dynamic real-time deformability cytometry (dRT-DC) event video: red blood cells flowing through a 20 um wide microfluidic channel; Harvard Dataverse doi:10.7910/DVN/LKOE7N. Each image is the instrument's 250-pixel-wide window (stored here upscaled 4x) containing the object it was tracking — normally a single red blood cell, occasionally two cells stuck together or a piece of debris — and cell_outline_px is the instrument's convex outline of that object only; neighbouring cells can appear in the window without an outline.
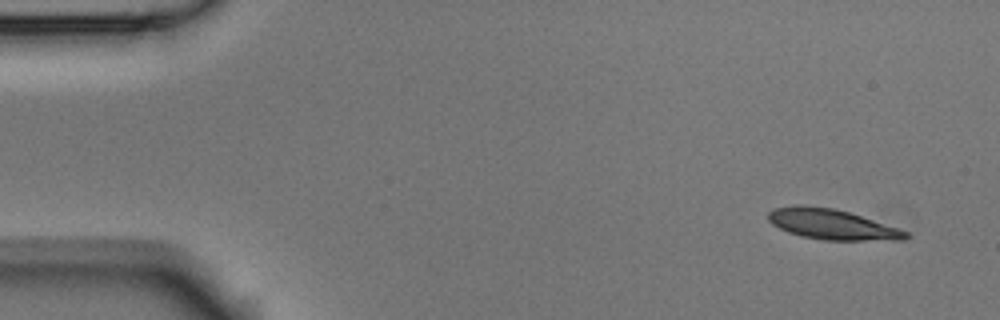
{"species": "Egyptian fruit bat (a non-hibernating species)", "species_latin": "Rousettus aegyptiacus", "temperature_condition": "room temperature", "stored_images_in_passage": 4, "camera_frame_rate_fps": 3000, "um_per_image_px": 0.085, "animal": {"sex": "male"}, "frame": {"image": 1, "passage_image": 1, "time_ms": 0.0, "image_size_px": [1000, 320], "cell_outline_px": [[908, 236], [904, 240], [824, 240], [800, 236], [788, 232], [772, 224], [768, 220], [768, 212], [772, 208], [796, 204], [804, 204], [832, 208], [848, 212], [900, 228], [908, 232]], "centroid_in_image_um": [70.68, 19.06], "position_along_channel_um": 14.3, "area_um2": 24.45}}
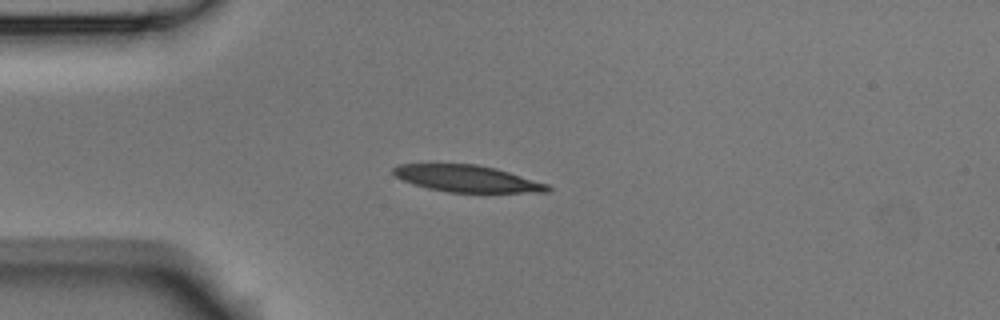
{"frame": {"image": 2, "passage_image": 4, "time_ms": 1.0, "image_size_px": [1000, 320], "cell_outline_px": [[552, 188], [548, 192], [448, 192], [428, 188], [412, 184], [396, 176], [392, 172], [392, 168], [396, 164], [476, 164], [496, 168], [548, 184]], "centroid_in_image_um": [39.69, 15.18], "position_along_channel_um": 45.3, "area_um2": 23.93}}